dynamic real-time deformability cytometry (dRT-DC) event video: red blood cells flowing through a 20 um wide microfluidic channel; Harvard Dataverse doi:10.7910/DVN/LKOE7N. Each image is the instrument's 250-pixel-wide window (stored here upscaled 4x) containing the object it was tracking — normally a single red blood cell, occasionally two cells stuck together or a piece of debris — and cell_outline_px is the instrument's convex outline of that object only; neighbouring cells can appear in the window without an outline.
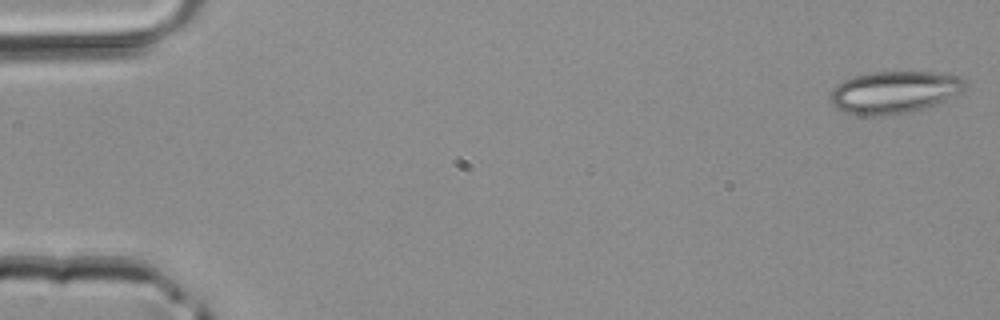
{"species": "common noctule bat (a hibernating species)", "species_latin": "Nyctalus noctula", "temperature_condition": "room temperature", "stored_images_in_passage": 4, "camera_frame_rate_fps": 3000, "um_per_image_px": 0.085, "animal": {"sex": "male", "body_mass_g": 20.4}, "frame": {"image": 1, "passage_image": 1, "time_ms": 0.0, "image_size_px": [1000, 320], "cell_outline_px": [[968, 84], [960, 92], [936, 104], [912, 112], [884, 116], [860, 116], [844, 112], [836, 108], [832, 104], [832, 88], [836, 84], [844, 80], [868, 72], [932, 72], [964, 76]], "centroid_in_image_um": [76.02, 7.84], "position_along_channel_um": 9.0, "area_um2": 33.47}}